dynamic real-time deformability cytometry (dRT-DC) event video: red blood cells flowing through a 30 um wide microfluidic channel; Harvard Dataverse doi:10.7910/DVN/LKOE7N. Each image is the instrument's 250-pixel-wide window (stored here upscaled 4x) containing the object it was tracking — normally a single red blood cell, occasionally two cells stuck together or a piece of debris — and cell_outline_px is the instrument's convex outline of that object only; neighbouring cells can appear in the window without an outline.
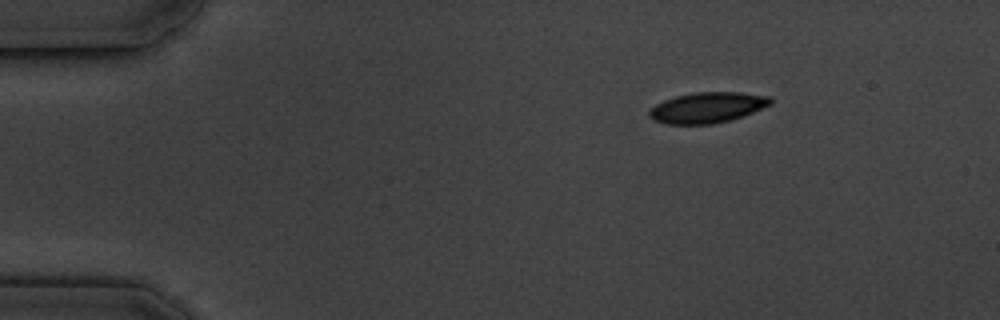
{"species": "common noctule bat (a hibernating species)", "species_latin": "Nyctalus noctula", "temperature_condition": "cold", "stored_images_in_passage": 4, "camera_frame_rate_fps": 3000, "um_per_image_px": 0.085, "animal": {"sex": "male", "body_mass_g": 19.5, "forearm_length_mm": 54.6}, "frame": {"image": 1, "passage_image": 1, "time_ms": 0.0, "image_size_px": [1000, 320], "cell_outline_px": [[772, 104], [752, 112], [728, 120], [712, 124], [664, 124], [652, 120], [648, 116], [648, 112], [656, 104], [664, 100], [676, 96], [696, 92], [740, 92], [772, 96]], "centroid_in_image_um": [60.11, 9.14], "position_along_channel_um": 24.9, "area_um2": 21.62}}